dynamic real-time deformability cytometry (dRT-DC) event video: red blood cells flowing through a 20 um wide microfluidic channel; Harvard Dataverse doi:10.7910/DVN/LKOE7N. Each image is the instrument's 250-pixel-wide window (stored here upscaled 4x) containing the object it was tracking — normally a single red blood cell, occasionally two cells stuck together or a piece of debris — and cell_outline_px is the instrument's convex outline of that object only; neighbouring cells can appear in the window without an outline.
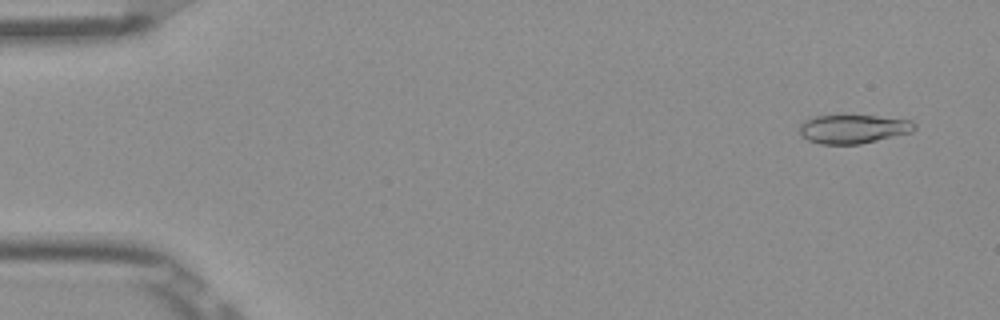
{"species": "Egyptian fruit bat (a non-hibernating species)", "species_latin": "Rousettus aegyptiacus", "temperature_condition": "room temperature", "stored_images_in_passage": 52, "camera_frame_rate_fps": 3000, "um_per_image_px": 0.085, "frame": {"image": 1, "passage_image": 3, "time_ms": 0.667, "image_size_px": [1000, 320], "cell_outline_px": [[916, 128], [912, 132], [860, 144], [820, 144], [808, 140], [800, 136], [800, 124], [804, 120], [816, 116], [844, 112], [912, 120], [916, 124]], "centroid_in_image_um": [72.5, 10.91], "position_along_channel_um": 12.5, "area_um2": 20.17}}
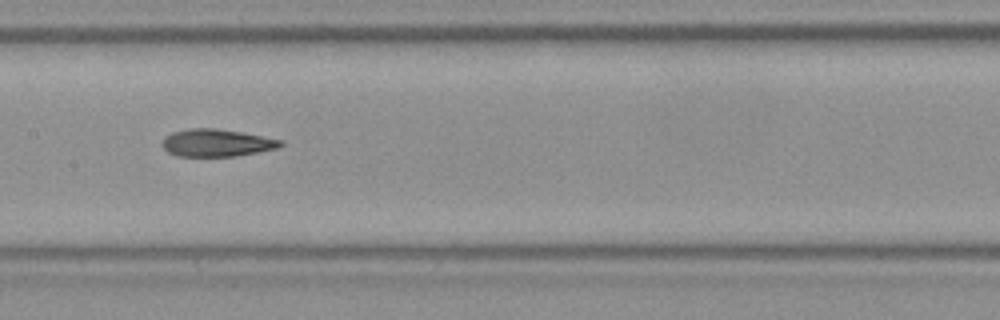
{"frame": {"image": 2, "passage_image": 26, "time_ms": 8.333, "image_size_px": [1000, 320], "cell_outline_px": [[284, 144], [280, 148], [236, 156], [176, 156], [168, 152], [160, 144], [164, 136], [172, 132], [188, 128], [216, 128], [240, 132], [284, 140]], "centroid_in_image_um": [18.41, 12.14], "position_along_channel_um": 189.0, "area_um2": 19.13}}
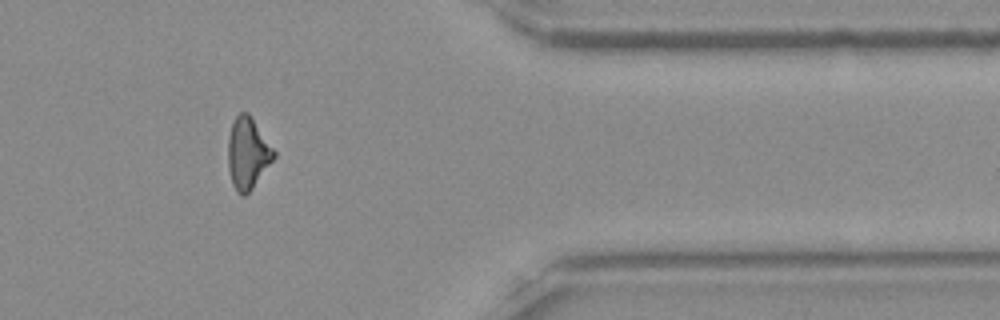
{"frame": {"image": 3, "passage_image": 43, "time_ms": 14.0, "image_size_px": [1000, 320], "cell_outline_px": [[276, 156], [252, 188], [244, 196], [240, 196], [236, 192], [232, 184], [228, 168], [228, 136], [232, 124], [236, 116], [240, 112], [248, 112], [276, 152]], "centroid_in_image_um": [21.04, 13.04], "position_along_channel_um": 390.4, "area_um2": 19.02}, "authors_computed_cell_mechanics": {"area_um2": 19.3052, "velocity_mm_per_s": 3.9115, "shape_relaxation_time_tau1_ms": null, "shape_relaxation_time_tau2_ms": 3.1635, "deformation_change_tau1": null, "deformation_change_tau2": 0.125}}